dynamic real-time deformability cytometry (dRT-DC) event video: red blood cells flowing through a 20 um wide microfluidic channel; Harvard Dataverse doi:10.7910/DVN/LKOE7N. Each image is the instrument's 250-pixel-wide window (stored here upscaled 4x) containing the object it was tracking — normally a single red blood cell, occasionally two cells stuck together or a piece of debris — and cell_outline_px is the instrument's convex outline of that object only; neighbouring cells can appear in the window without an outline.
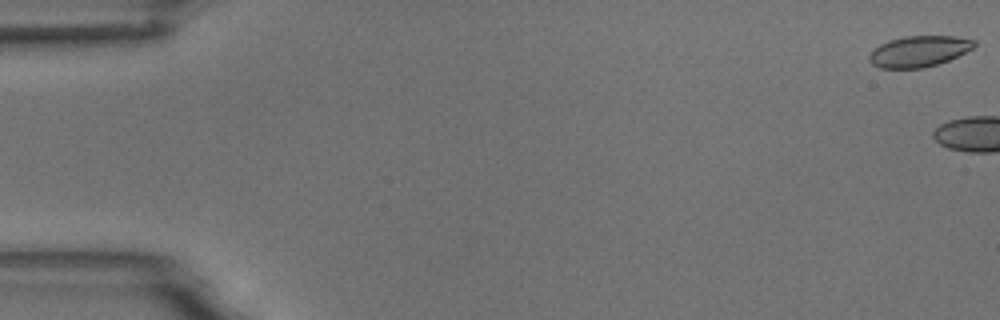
{"species": "common noctule bat (a hibernating species)", "species_latin": "Nyctalus noctula", "temperature_condition": "room temperature", "stored_images_in_passage": 6, "camera_frame_rate_fps": 3000, "um_per_image_px": 0.085, "animal": {"sex": "male", "body_mass_g": 18.8}, "frame": {"image": 1, "passage_image": 1, "time_ms": 0.0, "image_size_px": [1000, 320], "cell_outline_px": [[976, 44], [972, 48], [948, 60], [924, 68], [880, 68], [872, 64], [868, 60], [868, 56], [880, 44], [888, 40], [904, 36], [956, 36], [976, 40]], "centroid_in_image_um": [78.09, 4.35], "position_along_channel_um": 6.9, "area_um2": 18.84}}